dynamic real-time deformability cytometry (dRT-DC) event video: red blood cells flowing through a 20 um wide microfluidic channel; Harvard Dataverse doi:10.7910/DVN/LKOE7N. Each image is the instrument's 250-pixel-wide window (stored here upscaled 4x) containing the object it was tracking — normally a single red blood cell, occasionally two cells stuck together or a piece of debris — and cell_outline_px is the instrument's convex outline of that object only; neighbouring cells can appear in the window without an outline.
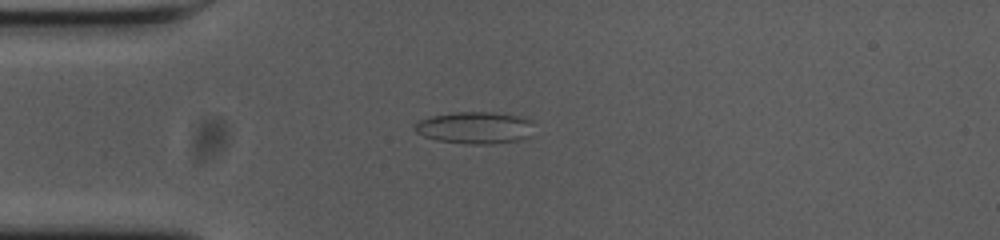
{"species": "common noctule bat (a hibernating species)", "species_latin": "Nyctalus noctula", "temperature_condition": "cold", "stored_images_in_passage": 35, "camera_frame_rate_fps": 3000, "um_per_image_px": 0.085, "animal": {"sex": "female", "body_mass_g": 23.0, "forearm_length_mm": 53.4}, "frame": {"image": 1, "passage_image": 2, "time_ms": 0.333, "image_size_px": [1000, 240], "cell_outline_px": [[532, 136], [516, 140], [484, 144], [464, 144], [436, 140], [424, 136], [416, 132], [412, 128], [420, 120], [432, 116], [460, 112], [492, 112], [516, 116], [532, 120]], "centroid_in_image_um": [40.36, 10.86], "position_along_channel_um": 44.6, "area_um2": 22.02}}
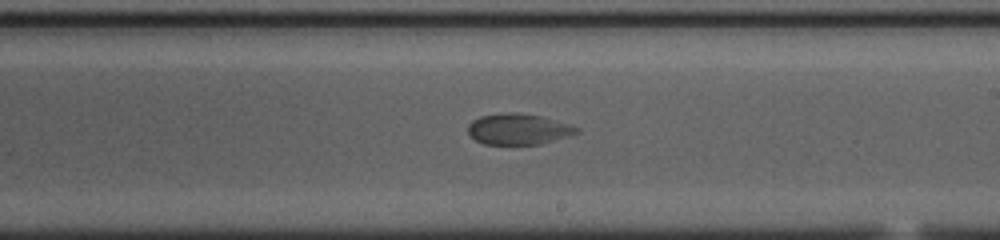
{"frame": {"image": 2, "passage_image": 20, "time_ms": 6.333, "image_size_px": [1000, 240], "cell_outline_px": [[580, 132], [568, 136], [540, 144], [484, 144], [476, 140], [468, 132], [468, 124], [472, 120], [480, 116], [508, 112], [516, 112], [540, 116], [568, 124], [580, 128]], "centroid_in_image_um": [44.05, 10.97], "position_along_channel_um": 244.9, "area_um2": 19.42}}
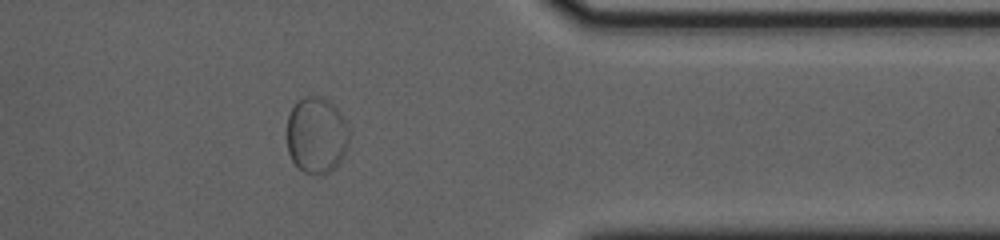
{"frame": {"image": 3, "passage_image": 33, "time_ms": 10.667, "image_size_px": [1000, 240], "cell_outline_px": [[348, 144], [340, 160], [328, 172], [316, 176], [304, 172], [292, 160], [288, 152], [288, 112], [296, 100], [304, 96], [316, 96], [328, 100], [340, 112], [348, 128]], "centroid_in_image_um": [26.87, 11.47], "position_along_channel_um": 384.5, "area_um2": 27.51}}